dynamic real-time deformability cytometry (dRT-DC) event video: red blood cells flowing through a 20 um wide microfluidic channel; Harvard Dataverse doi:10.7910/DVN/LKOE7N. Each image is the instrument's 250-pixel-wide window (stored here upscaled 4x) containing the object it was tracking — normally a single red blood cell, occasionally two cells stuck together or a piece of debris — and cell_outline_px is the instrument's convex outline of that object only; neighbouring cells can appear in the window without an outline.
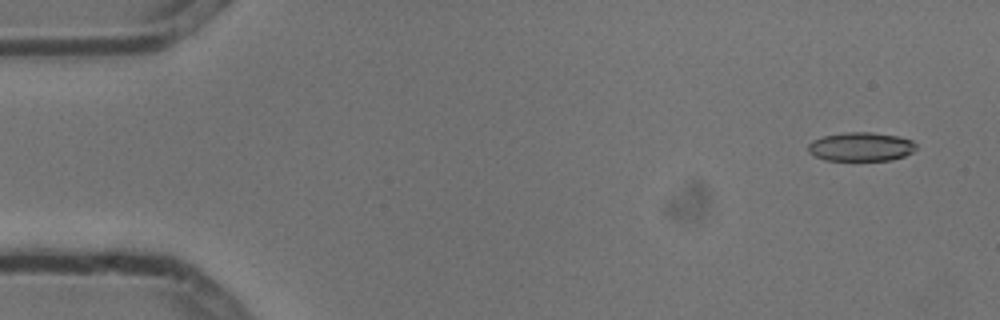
{"species": "common noctule bat (a hibernating species)", "species_latin": "Nyctalus noctula", "temperature_condition": "cold", "stored_images_in_passage": 4, "camera_frame_rate_fps": 3000, "um_per_image_px": 0.085, "animal": {"sex": "male", "body_mass_g": 13.3}, "frame": {"image": 1, "passage_image": 1, "time_ms": 0.0, "image_size_px": [1000, 320], "cell_outline_px": [[916, 148], [912, 152], [904, 156], [892, 160], [824, 160], [808, 152], [808, 144], [812, 140], [824, 136], [844, 132], [868, 132], [896, 136], [912, 140], [916, 144]], "centroid_in_image_um": [73.16, 12.47], "position_along_channel_um": 11.8, "area_um2": 18.09}}
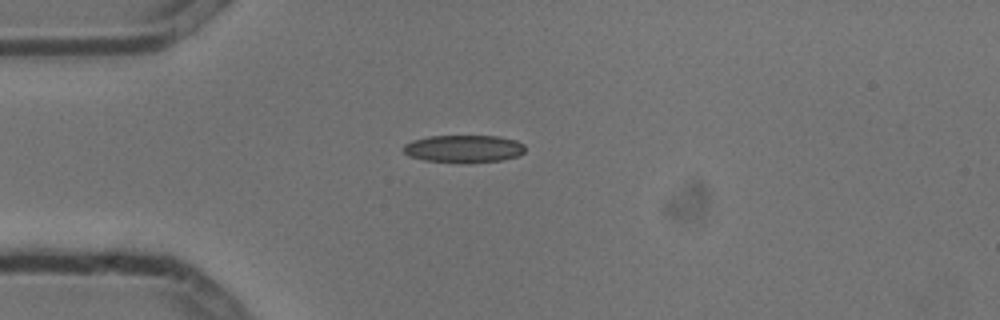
{"frame": {"image": 2, "passage_image": 4, "time_ms": 1.0, "image_size_px": [1000, 320], "cell_outline_px": [[524, 152], [520, 156], [500, 160], [424, 160], [408, 156], [400, 148], [404, 144], [412, 140], [428, 136], [500, 136], [516, 140], [524, 144]], "centroid_in_image_um": [39.4, 12.59], "position_along_channel_um": 45.6, "area_um2": 18.9}}